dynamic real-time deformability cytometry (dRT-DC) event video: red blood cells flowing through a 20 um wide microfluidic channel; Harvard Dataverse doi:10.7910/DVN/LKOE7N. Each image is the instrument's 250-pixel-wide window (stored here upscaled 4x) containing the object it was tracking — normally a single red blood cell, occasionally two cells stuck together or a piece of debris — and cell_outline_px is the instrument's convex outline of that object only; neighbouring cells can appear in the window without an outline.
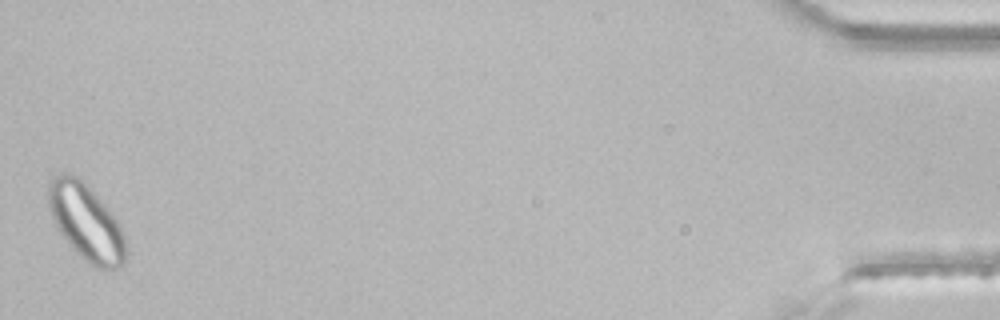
{"species": "common noctule bat (a hibernating species)", "species_latin": "Nyctalus noctula", "temperature_condition": "room temperature", "stored_images_in_passage": 43, "segment_of_instrument_passage": [2, 2], "camera_frame_rate_fps": 3000, "um_per_image_px": 0.085, "animal": {"sex": "male", "body_mass_g": 21.5, "forearm_length_mm": 52.0}, "frame": {"image": 1, "passage_image": 43, "time_ms": 14.0, "image_size_px": [1000, 320], "cell_outline_px": [[124, 264], [120, 268], [112, 272], [96, 268], [84, 260], [68, 244], [60, 232], [52, 216], [48, 204], [48, 180], [52, 176], [60, 172], [68, 172], [76, 176], [108, 208], [120, 224], [124, 232]], "centroid_in_image_um": [7.31, 18.91], "position_along_channel_um": 427.9, "area_um2": 34.39}}